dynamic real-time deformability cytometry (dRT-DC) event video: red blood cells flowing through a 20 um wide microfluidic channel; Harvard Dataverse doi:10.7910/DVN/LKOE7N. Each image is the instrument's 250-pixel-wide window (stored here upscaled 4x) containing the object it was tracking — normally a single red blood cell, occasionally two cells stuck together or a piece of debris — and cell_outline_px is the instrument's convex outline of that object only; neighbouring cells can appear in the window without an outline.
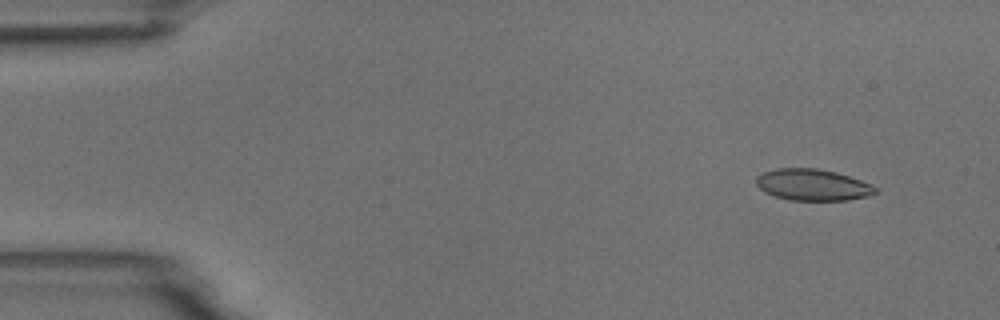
{"species": "common noctule bat (a hibernating species)", "species_latin": "Nyctalus noctula", "temperature_condition": "room temperature", "stored_images_in_passage": 5, "camera_frame_rate_fps": 3000, "um_per_image_px": 0.085, "animal": {"sex": "male", "body_mass_g": 18.8}, "frame": {"image": 1, "passage_image": 2, "time_ms": 1.0, "image_size_px": [1000, 320], "cell_outline_px": [[876, 192], [868, 196], [848, 200], [788, 200], [764, 192], [756, 184], [756, 176], [764, 172], [776, 168], [816, 168], [836, 172], [872, 184], [876, 188]], "centroid_in_image_um": [69.06, 15.71], "position_along_channel_um": 15.9, "area_um2": 21.79}}